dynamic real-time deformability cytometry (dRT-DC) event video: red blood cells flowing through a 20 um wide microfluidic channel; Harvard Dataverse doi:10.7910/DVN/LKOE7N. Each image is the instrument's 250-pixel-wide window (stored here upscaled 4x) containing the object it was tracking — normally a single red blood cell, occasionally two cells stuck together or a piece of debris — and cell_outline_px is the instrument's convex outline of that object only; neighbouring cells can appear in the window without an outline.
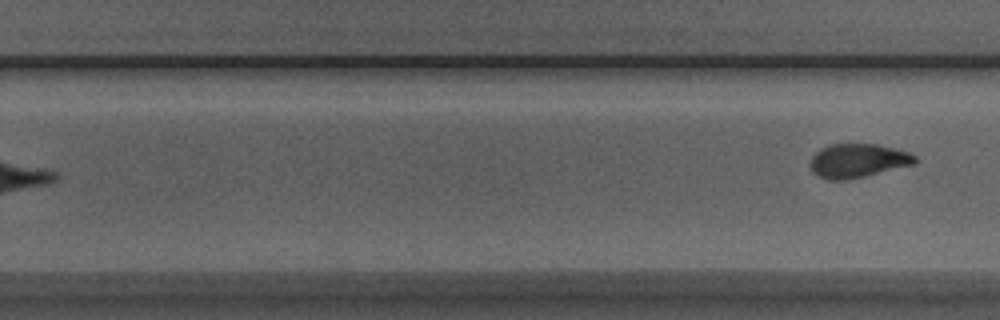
{"species": "Egyptian fruit bat (a non-hibernating species)", "species_latin": "Rousettus aegyptiacus", "temperature_condition": "room temperature", "stored_images_in_passage": 8, "segment_of_instrument_passage": [2, 2], "camera_frame_rate_fps": 3000, "um_per_image_px": 0.085, "animal": {"sex": "male"}, "frame": {"image": 1, "passage_image": 8, "time_ms": 2.333, "image_size_px": [1000, 320], "cell_outline_px": [[916, 164], [848, 180], [828, 180], [816, 176], [812, 172], [808, 164], [812, 156], [820, 148], [828, 144], [876, 144], [908, 152], [916, 156]], "centroid_in_image_um": [72.86, 13.67], "position_along_channel_um": 256.9, "area_um2": 20.92}}